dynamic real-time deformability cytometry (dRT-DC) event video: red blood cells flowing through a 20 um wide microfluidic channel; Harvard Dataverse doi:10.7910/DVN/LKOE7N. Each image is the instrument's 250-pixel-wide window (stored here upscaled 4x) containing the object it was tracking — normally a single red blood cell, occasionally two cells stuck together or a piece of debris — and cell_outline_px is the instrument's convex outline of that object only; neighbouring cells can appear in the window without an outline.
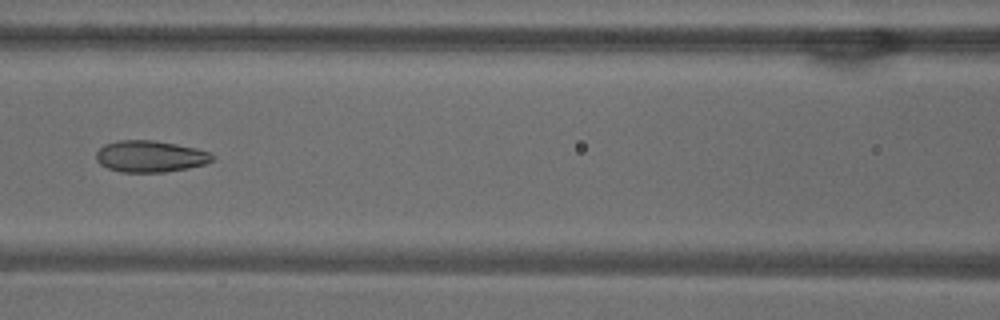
{"species": "common noctule bat (a hibernating species)", "species_latin": "Nyctalus noctula", "temperature_condition": "warm", "stored_images_in_passage": 40, "camera_frame_rate_fps": 3000, "um_per_image_px": 0.085, "animal": {"sex": "male", "body_mass_g": 18.8}, "frame": {"image": 1, "passage_image": 11, "time_ms": 3.333, "image_size_px": [1000, 320], "cell_outline_px": [[212, 160], [204, 164], [188, 168], [164, 172], [120, 172], [108, 168], [100, 164], [96, 160], [96, 152], [104, 144], [116, 140], [152, 140], [176, 144], [196, 148], [212, 152]], "centroid_in_image_um": [12.74, 13.29], "position_along_channel_um": 153.9, "area_um2": 21.39}}
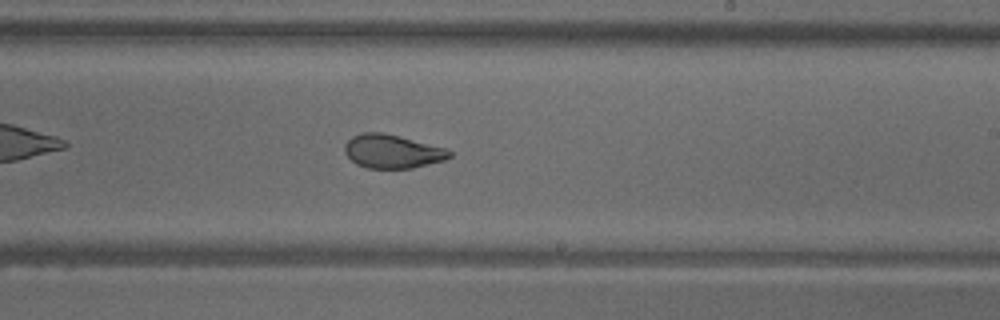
{"frame": {"image": 2, "passage_image": 19, "time_ms": 6.0, "image_size_px": [1000, 320], "cell_outline_px": [[452, 156], [444, 160], [412, 168], [368, 168], [356, 164], [344, 152], [344, 144], [352, 136], [364, 132], [384, 132], [400, 136], [444, 148], [452, 152]], "centroid_in_image_um": [33.32, 12.86], "position_along_channel_um": 255.7, "area_um2": 20.46}}
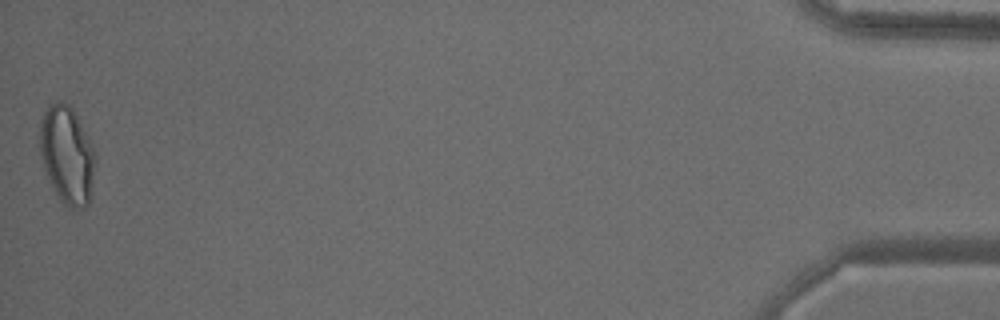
{"frame": {"image": 3, "passage_image": 40, "time_ms": 13.0, "image_size_px": [1000, 320], "cell_outline_px": [[96, 160], [92, 196], [88, 204], [80, 212], [68, 208], [60, 200], [52, 188], [48, 180], [44, 168], [40, 152], [40, 120], [48, 104], [56, 100], [64, 100], [72, 108], [92, 144], [96, 152]], "centroid_in_image_um": [5.72, 13.22], "position_along_channel_um": 429.5, "area_um2": 32.48}, "authors_computed_cell_mechanics": {"area_um2": 22.1374, "velocity_mm_per_s": 3.8273, "shape_relaxation_time_tau1_ms": null, "shape_relaxation_time_tau2_ms": 1.5866, "deformation_change_tau1": null, "deformation_change_tau2": 0.0818}}